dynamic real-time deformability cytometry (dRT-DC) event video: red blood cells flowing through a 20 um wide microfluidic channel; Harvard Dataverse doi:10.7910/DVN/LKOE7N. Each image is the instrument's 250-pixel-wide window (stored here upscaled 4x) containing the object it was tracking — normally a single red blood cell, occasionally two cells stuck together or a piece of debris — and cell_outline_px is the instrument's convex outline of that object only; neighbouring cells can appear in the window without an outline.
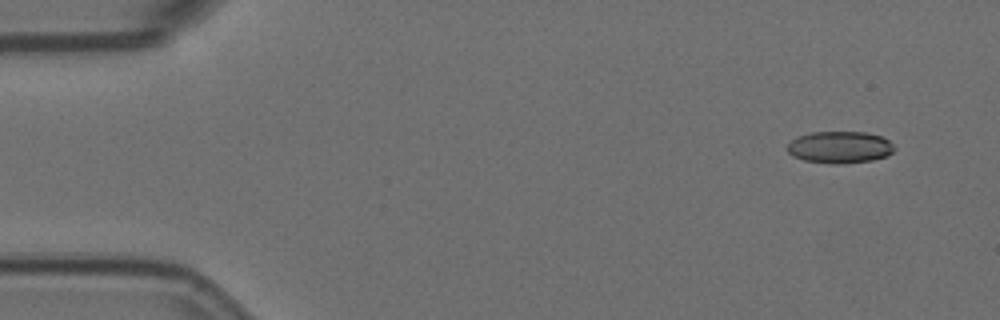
{"species": "Egyptian fruit bat (a non-hibernating species)", "species_latin": "Rousettus aegyptiacus", "temperature_condition": "room temperature", "stored_images_in_passage": 4, "camera_frame_rate_fps": 3000, "um_per_image_px": 0.085, "animal": {"sex": "female"}, "frame": {"image": 1, "passage_image": 1, "time_ms": 0.0, "image_size_px": [1000, 320], "cell_outline_px": [[896, 148], [888, 156], [872, 160], [836, 164], [832, 164], [804, 160], [792, 156], [788, 152], [788, 144], [796, 136], [812, 132], [864, 132], [880, 136], [888, 140]], "centroid_in_image_um": [71.37, 12.51], "position_along_channel_um": 13.6, "area_um2": 19.88}}
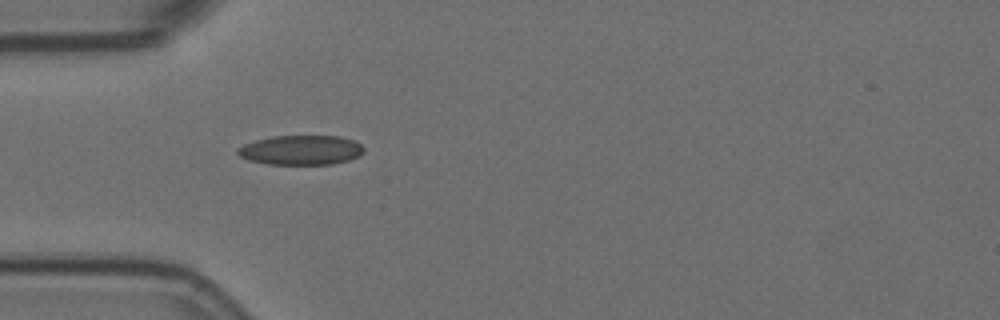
{"frame": {"image": 2, "passage_image": 4, "time_ms": 1.0, "image_size_px": [1000, 320], "cell_outline_px": [[364, 152], [360, 156], [348, 160], [332, 164], [268, 164], [248, 160], [240, 156], [236, 152], [236, 148], [244, 144], [256, 140], [272, 136], [340, 136], [356, 140], [364, 148]], "centroid_in_image_um": [25.6, 12.75], "position_along_channel_um": 59.4, "area_um2": 21.91}}